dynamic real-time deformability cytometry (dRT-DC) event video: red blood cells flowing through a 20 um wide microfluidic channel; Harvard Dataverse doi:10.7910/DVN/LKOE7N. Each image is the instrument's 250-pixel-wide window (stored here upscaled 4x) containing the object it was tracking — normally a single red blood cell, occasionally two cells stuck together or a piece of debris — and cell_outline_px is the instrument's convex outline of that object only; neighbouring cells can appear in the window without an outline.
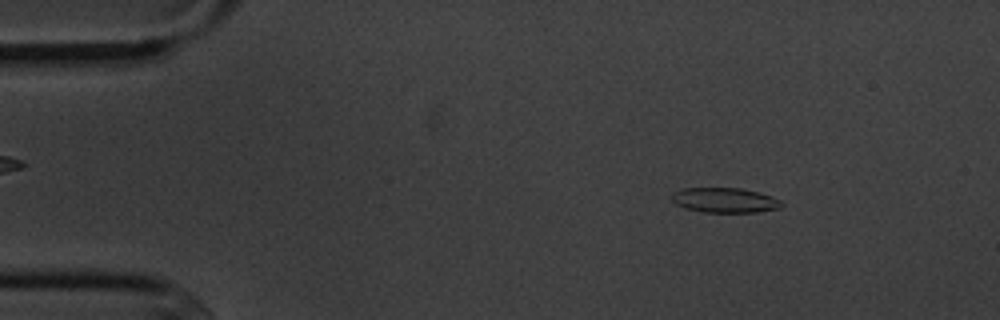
{"species": "common noctule bat (a hibernating species)", "species_latin": "Nyctalus noctula", "temperature_condition": "cold", "stored_images_in_passage": 14, "camera_frame_rate_fps": 3000, "um_per_image_px": 0.085, "animal": {"sex": "male", "body_mass_g": 20.1, "forearm_length_mm": 53.5}, "frame": {"image": 1, "passage_image": 2, "time_ms": 1.333, "image_size_px": [1000, 320], "cell_outline_px": [[784, 204], [780, 208], [756, 212], [704, 212], [684, 208], [676, 204], [668, 196], [672, 192], [684, 188], [740, 188], [760, 192], [772, 196], [780, 200]], "centroid_in_image_um": [61.58, 17.01], "position_along_channel_um": 23.4, "area_um2": 16.13}}
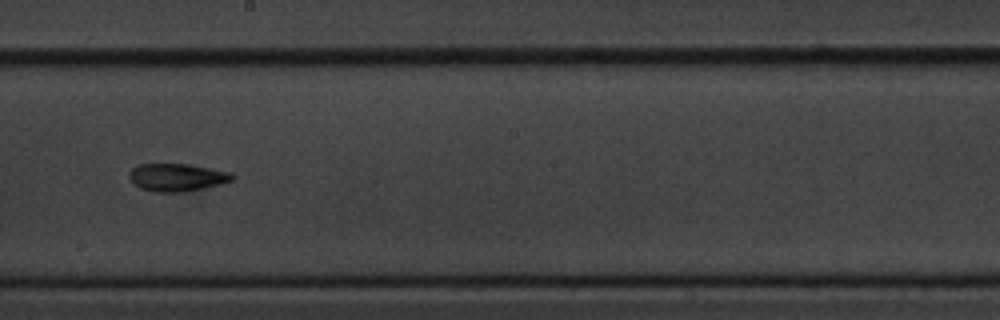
{"frame": {"image": 2, "passage_image": 8, "time_ms": 9.0, "image_size_px": [1000, 320], "cell_outline_px": [[236, 176], [232, 180], [220, 184], [204, 188], [180, 192], [156, 192], [140, 188], [128, 176], [128, 172], [132, 168], [140, 164], [188, 164], [228, 172]], "centroid_in_image_um": [15.02, 15.07], "position_along_channel_um": 233.2, "area_um2": 16.42}}
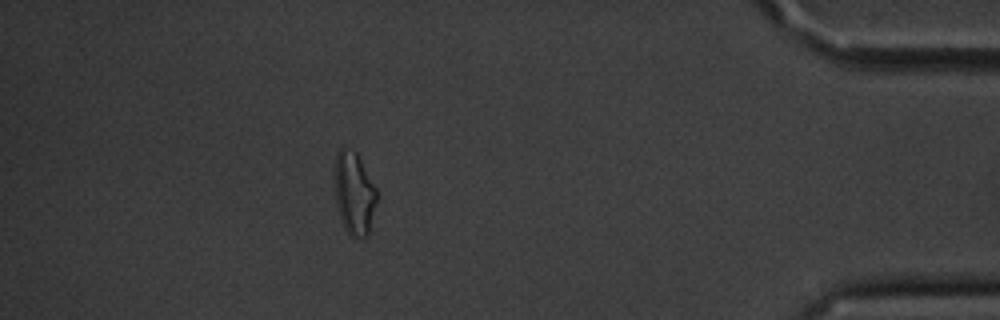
{"frame": {"image": 3, "passage_image": 13, "time_ms": 15.0, "image_size_px": [1000, 320], "cell_outline_px": [[376, 200], [368, 236], [352, 236], [344, 228], [336, 204], [336, 152], [340, 148], [344, 148], [356, 152], [376, 188]], "centroid_in_image_um": [30.11, 16.43], "position_along_channel_um": 405.1, "area_um2": 19.59}, "authors_computed_cell_mechanics": {"area_um2": 16.4152, "velocity_mm_per_s": 3.6264, "shape_relaxation_time_tau1_ms": null, "shape_relaxation_time_tau2_ms": 6.5558, "deformation_change_tau1": null, "deformation_change_tau2": 0.1328}}